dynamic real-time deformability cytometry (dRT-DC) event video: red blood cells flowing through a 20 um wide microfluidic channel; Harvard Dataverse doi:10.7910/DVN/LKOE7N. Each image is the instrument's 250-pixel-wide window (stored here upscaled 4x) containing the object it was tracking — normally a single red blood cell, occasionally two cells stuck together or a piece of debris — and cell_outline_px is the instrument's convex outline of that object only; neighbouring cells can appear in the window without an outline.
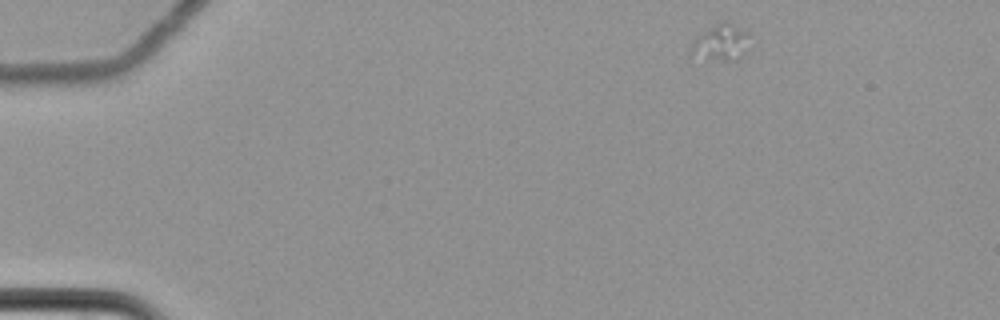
{"species": "common noctule bat (a hibernating species)", "species_latin": "Nyctalus noctula", "temperature_condition": "cold", "stored_images_in_passage": 2, "camera_frame_rate_fps": 3000, "um_per_image_px": 0.085, "animal": {"sex": "female", "body_mass_g": 22.7, "forearm_length_mm": 54.2}, "frame": {"image": 1, "passage_image": 1, "time_ms": 0.0, "image_size_px": [1000, 320], "cell_outline_px": [[744, 52], [736, 60], [724, 60], [692, 52], [692, 44], [700, 36], [720, 20], [728, 20], [744, 32]], "centroid_in_image_um": [61.29, 3.55], "position_along_channel_um": 23.7, "area_um2": 10.87}}